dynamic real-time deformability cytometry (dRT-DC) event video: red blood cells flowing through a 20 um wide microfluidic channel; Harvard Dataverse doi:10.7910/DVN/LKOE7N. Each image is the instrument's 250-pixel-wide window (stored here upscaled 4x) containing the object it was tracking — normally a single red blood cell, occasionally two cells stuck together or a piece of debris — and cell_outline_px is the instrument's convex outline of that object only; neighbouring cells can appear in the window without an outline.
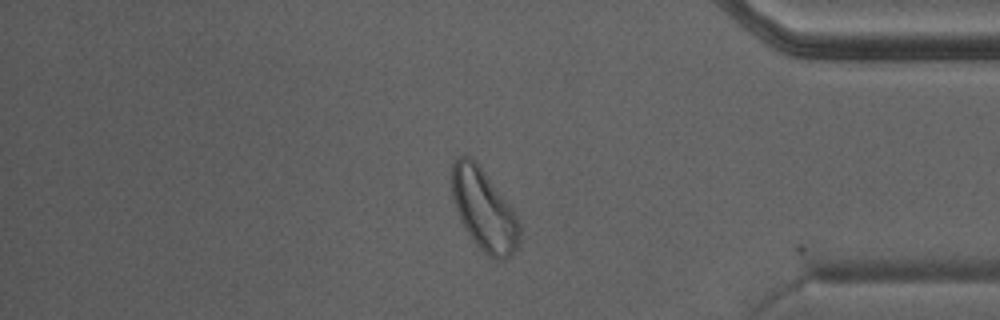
{"species": "Egyptian fruit bat (a non-hibernating species)", "species_latin": "Rousettus aegyptiacus", "temperature_condition": "warm", "stored_images_in_passage": 34, "camera_frame_rate_fps": 3000, "um_per_image_px": 0.085, "animal": {"sex": "male"}, "frame": {"image": 1, "passage_image": 33, "time_ms": 10.667, "image_size_px": [1000, 320], "cell_outline_px": [[520, 240], [512, 256], [504, 260], [496, 260], [488, 256], [476, 244], [464, 228], [460, 220], [452, 200], [452, 164], [456, 156], [472, 156], [476, 160], [508, 204], [516, 216], [520, 224]], "centroid_in_image_um": [41.12, 17.84], "position_along_channel_um": 394.1, "area_um2": 32.14}}